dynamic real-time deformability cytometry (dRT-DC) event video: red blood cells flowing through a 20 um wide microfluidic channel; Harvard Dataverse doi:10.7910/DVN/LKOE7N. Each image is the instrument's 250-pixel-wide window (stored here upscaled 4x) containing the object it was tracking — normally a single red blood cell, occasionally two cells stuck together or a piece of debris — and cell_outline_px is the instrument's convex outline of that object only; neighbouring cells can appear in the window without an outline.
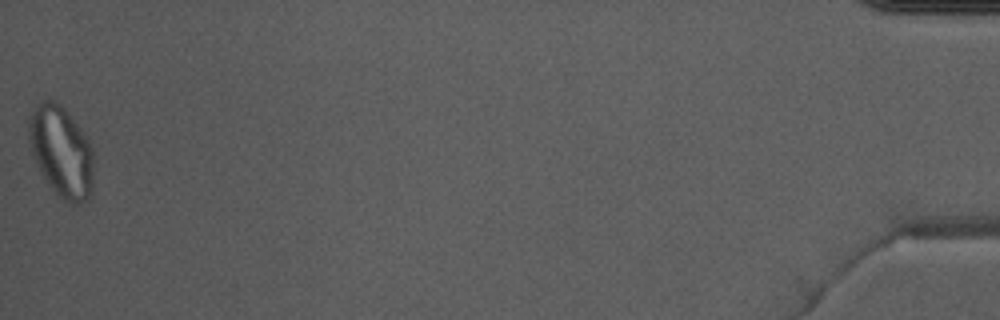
{"species": "Egyptian fruit bat (a non-hibernating species)", "species_latin": "Rousettus aegyptiacus", "temperature_condition": "warm", "stored_images_in_passage": 50, "camera_frame_rate_fps": 3000, "um_per_image_px": 0.085, "animal": {"sex": "male"}, "frame": {"image": 1, "passage_image": 50, "time_ms": 16.333, "image_size_px": [1000, 320], "cell_outline_px": [[92, 192], [88, 200], [80, 204], [68, 204], [48, 184], [40, 172], [32, 152], [28, 140], [28, 116], [48, 96], [60, 104], [64, 108], [88, 136], [92, 148]], "centroid_in_image_um": [5.22, 12.88], "position_along_channel_um": 430.0, "area_um2": 34.62}}